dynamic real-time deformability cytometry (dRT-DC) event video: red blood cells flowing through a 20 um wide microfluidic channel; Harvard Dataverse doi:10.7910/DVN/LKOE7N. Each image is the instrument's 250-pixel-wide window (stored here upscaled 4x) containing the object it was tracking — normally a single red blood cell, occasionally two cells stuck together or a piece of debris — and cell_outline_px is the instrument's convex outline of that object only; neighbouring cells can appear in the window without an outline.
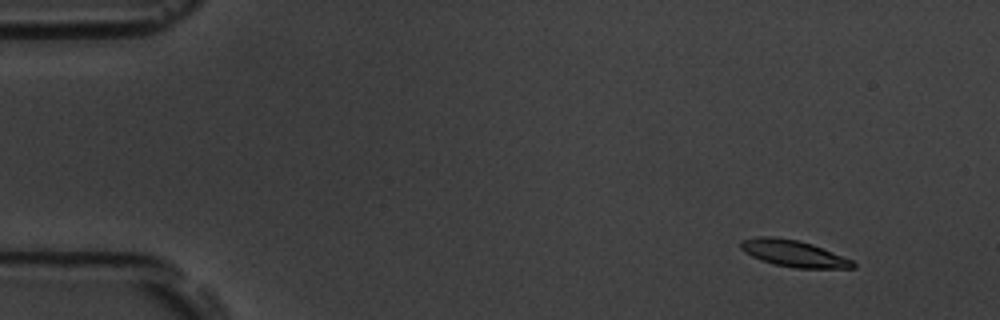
{"species": "common noctule bat (a hibernating species)", "species_latin": "Nyctalus noctula", "temperature_condition": "room temperature", "stored_images_in_passage": 53, "camera_frame_rate_fps": 3000, "um_per_image_px": 0.085, "animal": {"sex": "male", "body_mass_g": 19.5, "forearm_length_mm": 54.6}, "frame": {"image": 1, "passage_image": 1, "time_ms": 0.0, "image_size_px": [1000, 320], "cell_outline_px": [[856, 268], [796, 268], [772, 264], [760, 260], [744, 252], [740, 248], [740, 240], [756, 236], [776, 236], [796, 240], [812, 244], [852, 260], [856, 264]], "centroid_in_image_um": [67.4, 21.54], "position_along_channel_um": 17.6, "area_um2": 17.46}}
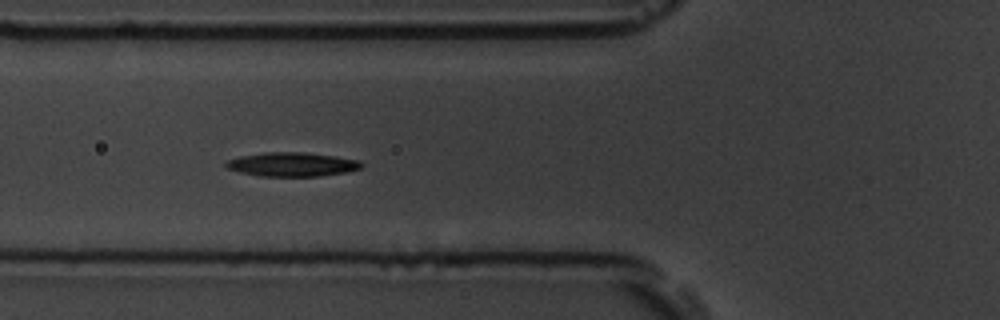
{"frame": {"image": 2, "passage_image": 17, "time_ms": 5.333, "image_size_px": [1000, 320], "cell_outline_px": [[364, 164], [360, 168], [344, 172], [320, 176], [260, 176], [240, 172], [228, 168], [224, 164], [228, 160], [240, 156], [264, 152], [304, 152], [332, 156], [356, 160]], "centroid_in_image_um": [24.78, 13.97], "position_along_channel_um": 101.0, "area_um2": 18.67}}
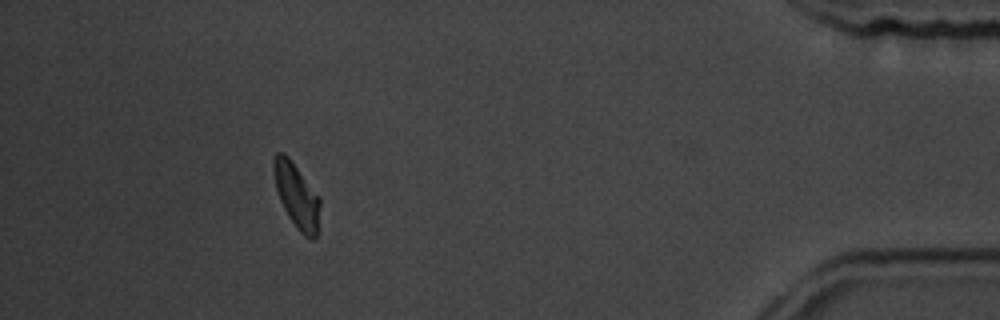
{"frame": {"image": 3, "passage_image": 48, "time_ms": 15.667, "image_size_px": [1000, 320], "cell_outline_px": [[320, 204], [316, 236], [312, 240], [304, 236], [296, 228], [288, 216], [280, 200], [276, 188], [272, 168], [272, 160], [276, 152], [284, 152], [288, 156], [320, 196]], "centroid_in_image_um": [25.2, 16.6], "position_along_channel_um": 410.0, "area_um2": 17.57}, "authors_computed_cell_mechanics": {"area_um2": 18.0336, "velocity_mm_per_s": 3.5421, "shape_relaxation_time_tau1_ms": 3.8423, "shape_relaxation_time_tau2_ms": 6.5004, "deformation_change_tau1": 0.1287, "deformation_change_tau2": 0.1175}}